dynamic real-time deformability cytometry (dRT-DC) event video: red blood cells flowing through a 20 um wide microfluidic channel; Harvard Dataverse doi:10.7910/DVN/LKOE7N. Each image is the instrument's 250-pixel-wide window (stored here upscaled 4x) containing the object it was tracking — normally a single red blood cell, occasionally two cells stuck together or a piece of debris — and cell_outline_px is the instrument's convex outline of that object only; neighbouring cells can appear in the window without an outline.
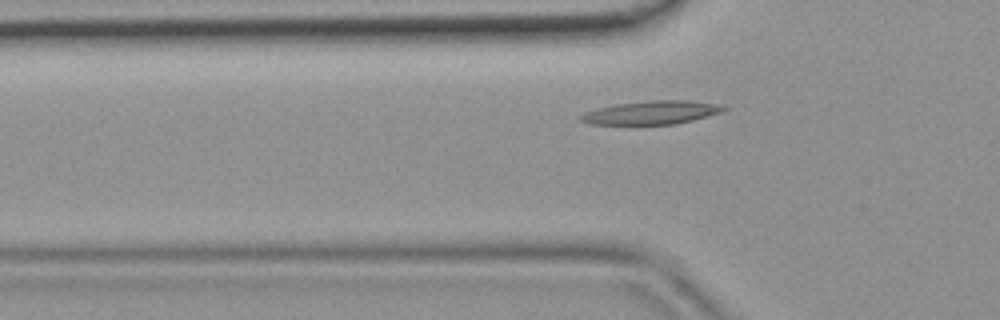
{"species": "common noctule bat (a hibernating species)", "species_latin": "Nyctalus noctula", "temperature_condition": "room temperature", "stored_images_in_passage": 33, "camera_frame_rate_fps": 3000, "um_per_image_px": 0.085, "animal": {"sex": "female", "body_mass_g": 19.9}, "frame": {"image": 1, "passage_image": 2, "time_ms": 0.333, "image_size_px": [1000, 320], "cell_outline_px": [[728, 108], [720, 112], [692, 120], [676, 124], [588, 124], [580, 120], [576, 116], [584, 112], [596, 108], [616, 104], [648, 100], [684, 100], [712, 104]], "centroid_in_image_um": [55.24, 9.57], "position_along_channel_um": 70.6, "area_um2": 19.31}}
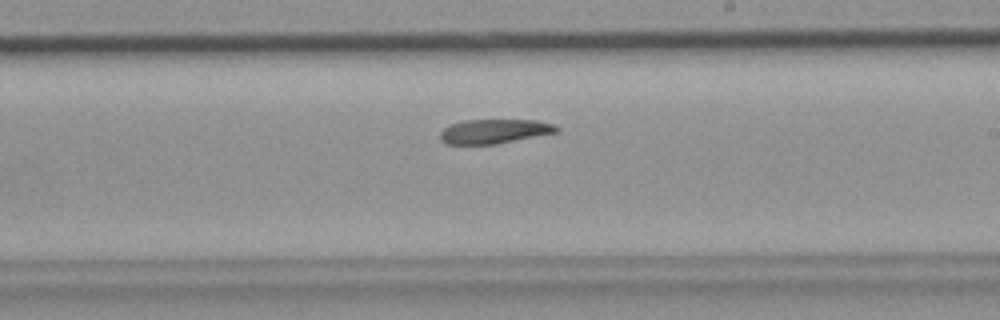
{"frame": {"image": 2, "passage_image": 14, "time_ms": 4.333, "image_size_px": [1000, 320], "cell_outline_px": [[560, 132], [496, 144], [448, 144], [440, 140], [440, 132], [448, 124], [464, 120], [536, 120], [552, 124], [560, 128]], "centroid_in_image_um": [42.02, 11.16], "position_along_channel_um": 247.0, "area_um2": 16.65}}
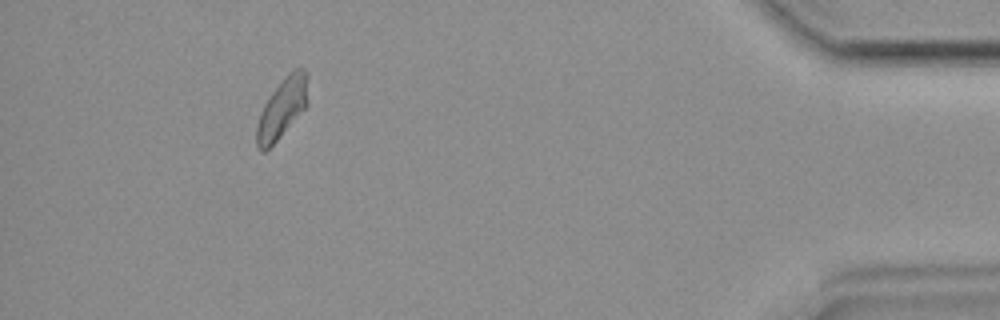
{"frame": {"image": 3, "passage_image": 29, "time_ms": 9.333, "image_size_px": [1000, 320], "cell_outline_px": [[308, 104], [276, 140], [264, 152], [260, 152], [256, 144], [256, 124], [260, 112], [264, 104], [272, 92], [284, 76], [292, 68], [304, 68], [308, 72]], "centroid_in_image_um": [23.99, 9.14], "position_along_channel_um": 411.2, "area_um2": 17.98}}